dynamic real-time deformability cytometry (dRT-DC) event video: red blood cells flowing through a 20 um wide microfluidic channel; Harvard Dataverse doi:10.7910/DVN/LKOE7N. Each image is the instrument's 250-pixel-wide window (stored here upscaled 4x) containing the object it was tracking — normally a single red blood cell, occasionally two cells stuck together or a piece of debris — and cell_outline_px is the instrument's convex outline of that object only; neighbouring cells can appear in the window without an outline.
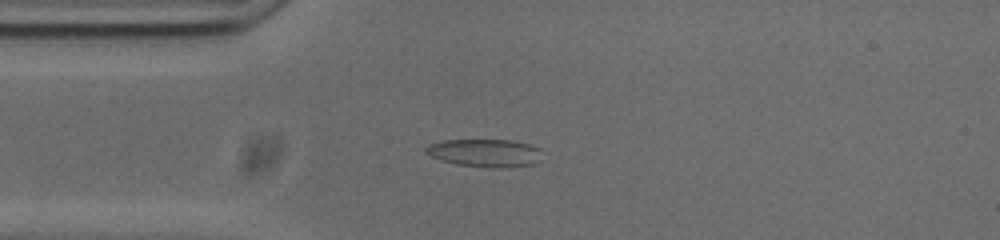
{"species": "common noctule bat (a hibernating species)", "species_latin": "Nyctalus noctula", "temperature_condition": "cold", "stored_images_in_passage": 46, "camera_frame_rate_fps": 3000, "um_per_image_px": 0.085, "animal": {"sex": "male", "body_mass_g": 20.0, "forearm_length_mm": 53.3}, "frame": {"image": 1, "passage_image": 12, "time_ms": 3.667, "image_size_px": [1000, 240], "cell_outline_px": [[540, 148], [536, 164], [496, 168], [492, 168], [456, 164], [440, 160], [424, 152], [424, 148], [428, 144], [440, 140], [512, 140], [528, 144]], "centroid_in_image_um": [41.15, 12.99], "position_along_channel_um": 43.8, "area_um2": 18.84}}
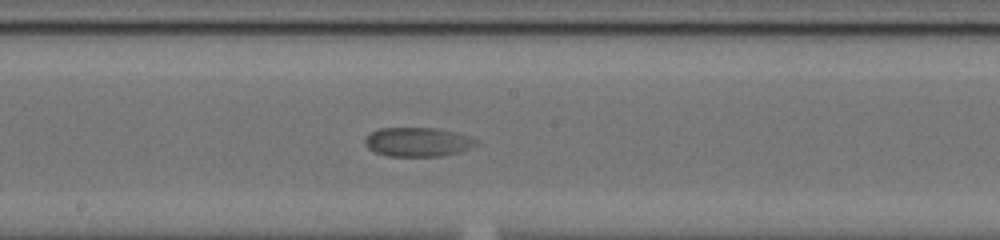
{"frame": {"image": 2, "passage_image": 27, "time_ms": 8.667, "image_size_px": [1000, 240], "cell_outline_px": [[480, 144], [472, 148], [460, 152], [444, 156], [388, 156], [376, 152], [368, 148], [364, 144], [364, 136], [368, 132], [380, 128], [440, 128], [472, 136], [480, 140]], "centroid_in_image_um": [35.56, 12.06], "position_along_channel_um": 212.6, "area_um2": 19.48}}
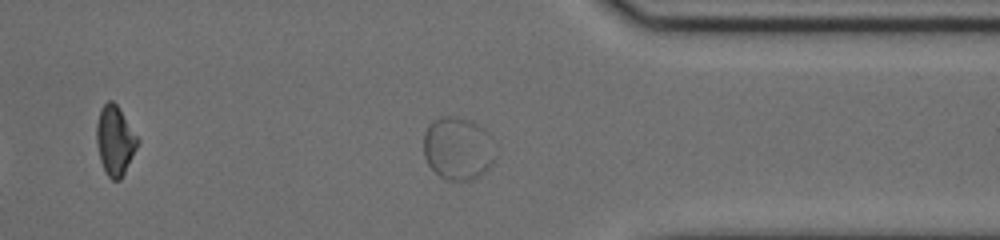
{"frame": {"image": 3, "passage_image": 41, "time_ms": 13.333, "image_size_px": [1000, 240], "cell_outline_px": [[496, 156], [492, 164], [480, 176], [472, 180], [448, 180], [440, 176], [428, 164], [424, 156], [424, 132], [428, 124], [432, 120], [440, 116], [456, 116], [472, 120], [484, 128], [492, 136]], "centroid_in_image_um": [38.94, 12.59], "position_along_channel_um": 372.5, "area_um2": 26.82}}